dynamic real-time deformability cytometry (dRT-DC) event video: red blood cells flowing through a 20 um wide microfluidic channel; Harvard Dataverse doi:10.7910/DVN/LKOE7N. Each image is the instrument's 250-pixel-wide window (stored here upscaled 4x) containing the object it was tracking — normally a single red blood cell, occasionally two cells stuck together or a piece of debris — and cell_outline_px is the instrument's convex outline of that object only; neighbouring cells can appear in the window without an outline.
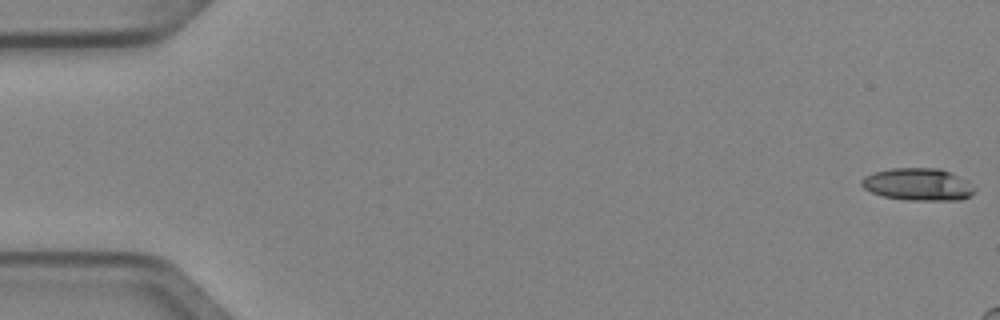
{"species": "Egyptian fruit bat (a non-hibernating species)", "species_latin": "Rousettus aegyptiacus", "temperature_condition": "cold", "stored_images_in_passage": 7, "camera_frame_rate_fps": 3000, "um_per_image_px": 0.085, "animal": {"sex": "female"}, "frame": {"image": 1, "passage_image": 1, "time_ms": 0.0, "image_size_px": [1000, 320], "cell_outline_px": [[976, 188], [968, 196], [960, 200], [908, 200], [884, 196], [872, 192], [864, 188], [860, 184], [860, 180], [864, 176], [872, 172], [892, 168], [940, 168], [968, 180]], "centroid_in_image_um": [78.02, 15.66], "position_along_channel_um": 7.0, "area_um2": 21.33}}
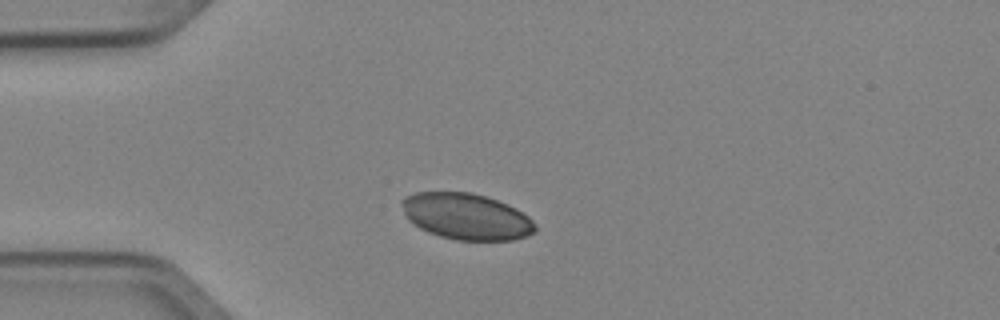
{"frame": {"image": 2, "passage_image": 6, "time_ms": 1.667, "image_size_px": [1000, 320], "cell_outline_px": [[536, 232], [528, 236], [512, 240], [456, 240], [440, 236], [428, 232], [412, 224], [408, 220], [404, 212], [400, 200], [404, 196], [416, 192], [472, 192], [508, 204], [516, 208], [528, 216], [532, 220], [536, 228]], "centroid_in_image_um": [39.63, 18.4], "position_along_channel_um": 45.4, "area_um2": 36.13}}
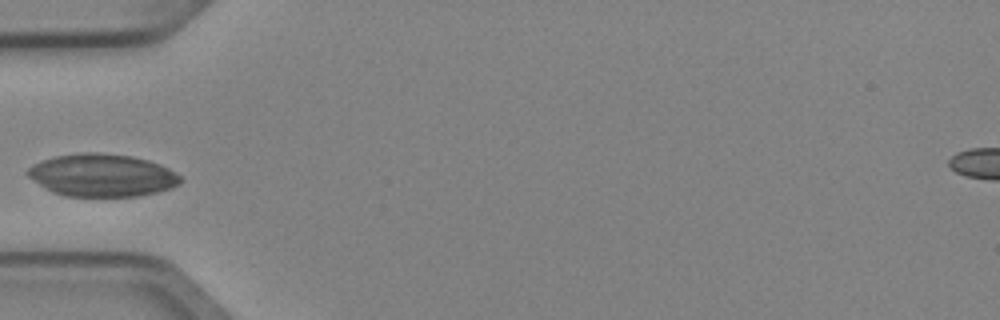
{"frame": {"image": 3, "passage_image": 7, "time_ms": 2.0, "image_size_px": [1000, 320], "cell_outline_px": [[184, 180], [180, 184], [172, 188], [156, 192], [136, 196], [64, 196], [52, 192], [44, 188], [28, 176], [24, 172], [28, 168], [44, 160], [56, 156], [80, 152], [96, 152], [132, 156], [148, 160], [160, 164], [168, 168], [180, 176]], "centroid_in_image_um": [8.69, 14.9], "position_along_channel_um": 76.3, "area_um2": 37.97}}